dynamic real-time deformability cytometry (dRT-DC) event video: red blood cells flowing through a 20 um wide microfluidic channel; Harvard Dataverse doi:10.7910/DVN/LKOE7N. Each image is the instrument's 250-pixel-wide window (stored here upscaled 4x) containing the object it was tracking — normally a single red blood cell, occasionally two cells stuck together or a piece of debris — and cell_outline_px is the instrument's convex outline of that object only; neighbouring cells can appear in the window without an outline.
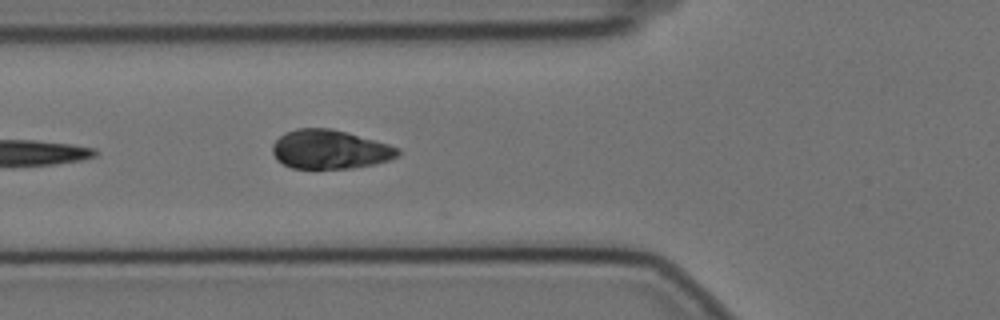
{"species": "Egyptian fruit bat (a non-hibernating species)", "species_latin": "Rousettus aegyptiacus", "temperature_condition": "cold", "stored_images_in_passage": 4, "camera_frame_rate_fps": 3000, "um_per_image_px": 0.085, "animal": {"sex": "female"}, "frame": {"image": 1, "passage_image": 3, "time_ms": 0.667, "image_size_px": [1000, 320], "cell_outline_px": [[400, 152], [396, 156], [388, 160], [372, 164], [352, 168], [292, 168], [276, 160], [272, 152], [272, 144], [284, 132], [296, 128], [332, 128], [388, 144], [400, 148]], "centroid_in_image_um": [27.99, 12.69], "position_along_channel_um": 97.8, "area_um2": 28.38}}